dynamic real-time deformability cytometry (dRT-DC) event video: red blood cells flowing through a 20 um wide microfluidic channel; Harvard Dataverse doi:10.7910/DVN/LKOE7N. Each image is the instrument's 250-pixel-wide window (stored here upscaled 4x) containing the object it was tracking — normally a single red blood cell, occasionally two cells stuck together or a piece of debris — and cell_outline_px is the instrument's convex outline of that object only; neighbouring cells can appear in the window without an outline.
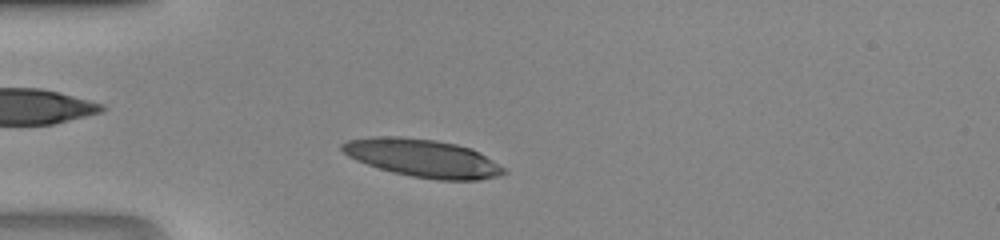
{"species": "human", "species_latin": "Homo sapiens", "temperature_condition": "room temperature", "stored_images_in_passage": 38, "camera_frame_rate_fps": 3000, "um_per_image_px": 0.085, "donor": {"sex": "male"}, "frame": {"image": 1, "passage_image": 6, "time_ms": 1.667, "image_size_px": [1000, 240], "cell_outline_px": [[508, 172], [500, 176], [480, 180], [440, 180], [412, 176], [392, 172], [356, 160], [348, 156], [340, 148], [340, 144], [348, 140], [376, 136], [400, 136], [436, 140], [456, 144], [472, 148], [480, 152], [504, 168]], "centroid_in_image_um": [35.95, 13.43], "position_along_channel_um": 49.0, "area_um2": 35.72}}
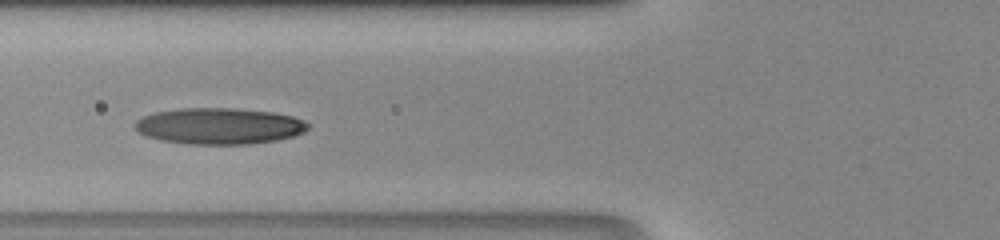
{"frame": {"image": 2, "passage_image": 11, "time_ms": 3.333, "image_size_px": [1000, 240], "cell_outline_px": [[308, 128], [304, 132], [292, 136], [276, 140], [248, 144], [188, 144], [160, 140], [148, 136], [140, 132], [136, 128], [136, 120], [152, 112], [180, 108], [236, 108], [272, 112], [292, 116], [304, 120], [308, 124]], "centroid_in_image_um": [18.64, 10.7], "position_along_channel_um": 107.2, "area_um2": 36.47}}
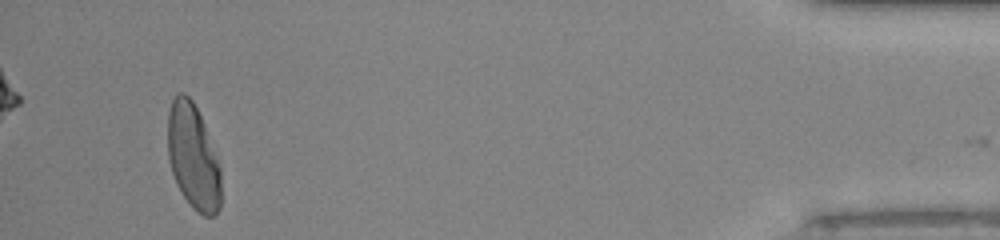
{"frame": {"image": 3, "passage_image": 36, "time_ms": 11.667, "image_size_px": [1000, 240], "cell_outline_px": [[220, 208], [212, 216], [204, 216], [192, 208], [176, 184], [168, 160], [168, 112], [172, 100], [180, 92], [184, 92], [192, 100], [200, 116], [220, 168]], "centroid_in_image_um": [16.39, 13.35], "position_along_channel_um": 418.8, "area_um2": 32.14}}